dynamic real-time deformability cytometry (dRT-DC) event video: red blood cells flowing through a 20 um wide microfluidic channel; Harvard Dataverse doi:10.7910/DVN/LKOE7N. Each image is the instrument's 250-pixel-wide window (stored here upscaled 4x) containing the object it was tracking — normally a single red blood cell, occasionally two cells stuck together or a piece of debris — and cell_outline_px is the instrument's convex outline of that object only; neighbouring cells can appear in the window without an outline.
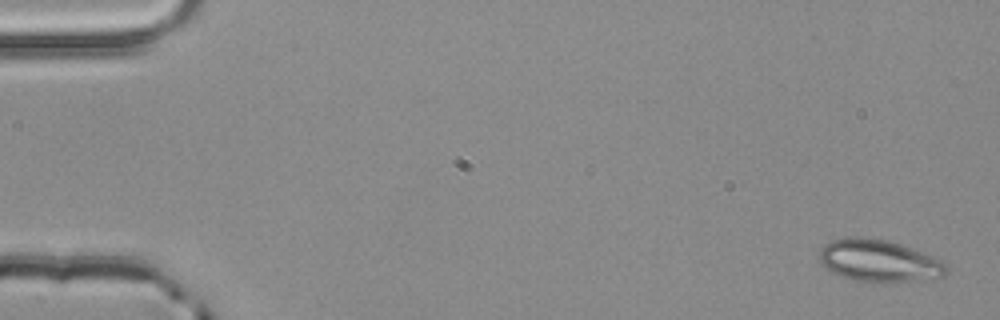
{"species": "common noctule bat (a hibernating species)", "species_latin": "Nyctalus noctula", "temperature_condition": "room temperature", "stored_images_in_passage": 3, "camera_frame_rate_fps": 3000, "um_per_image_px": 0.085, "animal": {"sex": "male", "body_mass_g": 20.4}, "frame": {"image": 1, "passage_image": 1, "time_ms": 0.0, "image_size_px": [1000, 320], "cell_outline_px": [[948, 272], [940, 280], [888, 284], [872, 284], [852, 280], [840, 276], [832, 272], [820, 264], [820, 248], [824, 244], [832, 240], [848, 236], [864, 236], [888, 240], [900, 244], [932, 256], [940, 260], [948, 268]], "centroid_in_image_um": [74.75, 22.22], "position_along_channel_um": 10.3, "area_um2": 32.54}}